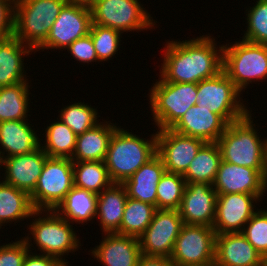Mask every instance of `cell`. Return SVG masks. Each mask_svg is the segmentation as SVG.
I'll list each match as a JSON object with an SVG mask.
<instances>
[{"instance_id":"cell-1","label":"cell","mask_w":267,"mask_h":266,"mask_svg":"<svg viewBox=\"0 0 267 266\" xmlns=\"http://www.w3.org/2000/svg\"><path fill=\"white\" fill-rule=\"evenodd\" d=\"M215 42L207 35L166 42L159 77L166 82L199 83L216 76L222 71L223 45L218 50Z\"/></svg>"},{"instance_id":"cell-2","label":"cell","mask_w":267,"mask_h":266,"mask_svg":"<svg viewBox=\"0 0 267 266\" xmlns=\"http://www.w3.org/2000/svg\"><path fill=\"white\" fill-rule=\"evenodd\" d=\"M154 134L144 140L119 126L115 129L104 159L113 183L123 184L157 154L156 132Z\"/></svg>"},{"instance_id":"cell-3","label":"cell","mask_w":267,"mask_h":266,"mask_svg":"<svg viewBox=\"0 0 267 266\" xmlns=\"http://www.w3.org/2000/svg\"><path fill=\"white\" fill-rule=\"evenodd\" d=\"M67 0H15L13 36L36 51Z\"/></svg>"},{"instance_id":"cell-4","label":"cell","mask_w":267,"mask_h":266,"mask_svg":"<svg viewBox=\"0 0 267 266\" xmlns=\"http://www.w3.org/2000/svg\"><path fill=\"white\" fill-rule=\"evenodd\" d=\"M251 112L235 122L229 123L217 140L222 161L264 170L265 140L254 129ZM263 140V141H262Z\"/></svg>"},{"instance_id":"cell-5","label":"cell","mask_w":267,"mask_h":266,"mask_svg":"<svg viewBox=\"0 0 267 266\" xmlns=\"http://www.w3.org/2000/svg\"><path fill=\"white\" fill-rule=\"evenodd\" d=\"M227 45H223L222 70L240 92L252 81L266 80L267 45L243 39L236 41L232 46Z\"/></svg>"},{"instance_id":"cell-6","label":"cell","mask_w":267,"mask_h":266,"mask_svg":"<svg viewBox=\"0 0 267 266\" xmlns=\"http://www.w3.org/2000/svg\"><path fill=\"white\" fill-rule=\"evenodd\" d=\"M42 212L47 214L41 216L40 214H44ZM35 215L39 217L31 222L28 229L36 247L38 246L41 253L55 257L68 266V262L62 257L71 251L75 252L81 246L71 222L65 220L55 210H35Z\"/></svg>"},{"instance_id":"cell-7","label":"cell","mask_w":267,"mask_h":266,"mask_svg":"<svg viewBox=\"0 0 267 266\" xmlns=\"http://www.w3.org/2000/svg\"><path fill=\"white\" fill-rule=\"evenodd\" d=\"M197 83L166 82L159 78L150 90L151 112L158 130L170 129L197 103Z\"/></svg>"},{"instance_id":"cell-8","label":"cell","mask_w":267,"mask_h":266,"mask_svg":"<svg viewBox=\"0 0 267 266\" xmlns=\"http://www.w3.org/2000/svg\"><path fill=\"white\" fill-rule=\"evenodd\" d=\"M241 92L222 70L197 83V103L220 115L228 124L245 117L250 110L241 102Z\"/></svg>"},{"instance_id":"cell-9","label":"cell","mask_w":267,"mask_h":266,"mask_svg":"<svg viewBox=\"0 0 267 266\" xmlns=\"http://www.w3.org/2000/svg\"><path fill=\"white\" fill-rule=\"evenodd\" d=\"M74 187L73 161L47 157L36 187L30 195L35 210H55Z\"/></svg>"},{"instance_id":"cell-10","label":"cell","mask_w":267,"mask_h":266,"mask_svg":"<svg viewBox=\"0 0 267 266\" xmlns=\"http://www.w3.org/2000/svg\"><path fill=\"white\" fill-rule=\"evenodd\" d=\"M139 0H96L91 6L92 24L129 32L151 29L155 20ZM152 18V19H151Z\"/></svg>"},{"instance_id":"cell-11","label":"cell","mask_w":267,"mask_h":266,"mask_svg":"<svg viewBox=\"0 0 267 266\" xmlns=\"http://www.w3.org/2000/svg\"><path fill=\"white\" fill-rule=\"evenodd\" d=\"M213 227L183 224L175 240L171 260L175 266H200L215 262Z\"/></svg>"},{"instance_id":"cell-12","label":"cell","mask_w":267,"mask_h":266,"mask_svg":"<svg viewBox=\"0 0 267 266\" xmlns=\"http://www.w3.org/2000/svg\"><path fill=\"white\" fill-rule=\"evenodd\" d=\"M92 13L89 6L67 2L54 21L40 49H66L75 40L90 33Z\"/></svg>"},{"instance_id":"cell-13","label":"cell","mask_w":267,"mask_h":266,"mask_svg":"<svg viewBox=\"0 0 267 266\" xmlns=\"http://www.w3.org/2000/svg\"><path fill=\"white\" fill-rule=\"evenodd\" d=\"M182 226L183 221L178 210L157 209L152 222L138 238L141 253L170 258Z\"/></svg>"},{"instance_id":"cell-14","label":"cell","mask_w":267,"mask_h":266,"mask_svg":"<svg viewBox=\"0 0 267 266\" xmlns=\"http://www.w3.org/2000/svg\"><path fill=\"white\" fill-rule=\"evenodd\" d=\"M157 154L167 172L183 175L200 148L206 143L201 139L179 134L172 129L156 132Z\"/></svg>"},{"instance_id":"cell-15","label":"cell","mask_w":267,"mask_h":266,"mask_svg":"<svg viewBox=\"0 0 267 266\" xmlns=\"http://www.w3.org/2000/svg\"><path fill=\"white\" fill-rule=\"evenodd\" d=\"M261 197L263 196L243 193L217 195L213 225L215 233H241L245 224L257 212L254 211V202L261 201Z\"/></svg>"},{"instance_id":"cell-16","label":"cell","mask_w":267,"mask_h":266,"mask_svg":"<svg viewBox=\"0 0 267 266\" xmlns=\"http://www.w3.org/2000/svg\"><path fill=\"white\" fill-rule=\"evenodd\" d=\"M213 188L217 195L222 194H253L263 195L267 190L264 180V170L220 162Z\"/></svg>"},{"instance_id":"cell-17","label":"cell","mask_w":267,"mask_h":266,"mask_svg":"<svg viewBox=\"0 0 267 266\" xmlns=\"http://www.w3.org/2000/svg\"><path fill=\"white\" fill-rule=\"evenodd\" d=\"M217 192L207 183H187L178 209L183 224L213 227Z\"/></svg>"},{"instance_id":"cell-18","label":"cell","mask_w":267,"mask_h":266,"mask_svg":"<svg viewBox=\"0 0 267 266\" xmlns=\"http://www.w3.org/2000/svg\"><path fill=\"white\" fill-rule=\"evenodd\" d=\"M48 155L39 147L28 154L4 158V180L29 195L34 191Z\"/></svg>"},{"instance_id":"cell-19","label":"cell","mask_w":267,"mask_h":266,"mask_svg":"<svg viewBox=\"0 0 267 266\" xmlns=\"http://www.w3.org/2000/svg\"><path fill=\"white\" fill-rule=\"evenodd\" d=\"M227 126L228 123L220 115L194 105L170 129L204 142H217Z\"/></svg>"},{"instance_id":"cell-20","label":"cell","mask_w":267,"mask_h":266,"mask_svg":"<svg viewBox=\"0 0 267 266\" xmlns=\"http://www.w3.org/2000/svg\"><path fill=\"white\" fill-rule=\"evenodd\" d=\"M266 260L241 233L216 234L218 266H266Z\"/></svg>"},{"instance_id":"cell-21","label":"cell","mask_w":267,"mask_h":266,"mask_svg":"<svg viewBox=\"0 0 267 266\" xmlns=\"http://www.w3.org/2000/svg\"><path fill=\"white\" fill-rule=\"evenodd\" d=\"M92 256L104 266H137L142 255L139 239L119 233H105Z\"/></svg>"},{"instance_id":"cell-22","label":"cell","mask_w":267,"mask_h":266,"mask_svg":"<svg viewBox=\"0 0 267 266\" xmlns=\"http://www.w3.org/2000/svg\"><path fill=\"white\" fill-rule=\"evenodd\" d=\"M165 171L162 159L156 154L123 183L127 196L157 209V184Z\"/></svg>"},{"instance_id":"cell-23","label":"cell","mask_w":267,"mask_h":266,"mask_svg":"<svg viewBox=\"0 0 267 266\" xmlns=\"http://www.w3.org/2000/svg\"><path fill=\"white\" fill-rule=\"evenodd\" d=\"M29 124L27 120L0 122V146L3 148L0 153L4 155L3 158L28 154L44 145Z\"/></svg>"},{"instance_id":"cell-24","label":"cell","mask_w":267,"mask_h":266,"mask_svg":"<svg viewBox=\"0 0 267 266\" xmlns=\"http://www.w3.org/2000/svg\"><path fill=\"white\" fill-rule=\"evenodd\" d=\"M30 52L33 50L13 35L0 40V87L28 82L23 57Z\"/></svg>"},{"instance_id":"cell-25","label":"cell","mask_w":267,"mask_h":266,"mask_svg":"<svg viewBox=\"0 0 267 266\" xmlns=\"http://www.w3.org/2000/svg\"><path fill=\"white\" fill-rule=\"evenodd\" d=\"M127 198L126 188L118 183H113L98 194L96 216L98 215L100 219L104 234H121V222Z\"/></svg>"},{"instance_id":"cell-26","label":"cell","mask_w":267,"mask_h":266,"mask_svg":"<svg viewBox=\"0 0 267 266\" xmlns=\"http://www.w3.org/2000/svg\"><path fill=\"white\" fill-rule=\"evenodd\" d=\"M106 123V124H105ZM101 122L76 137L72 161H104L110 138L117 126Z\"/></svg>"},{"instance_id":"cell-27","label":"cell","mask_w":267,"mask_h":266,"mask_svg":"<svg viewBox=\"0 0 267 266\" xmlns=\"http://www.w3.org/2000/svg\"><path fill=\"white\" fill-rule=\"evenodd\" d=\"M97 197L94 192L74 186L55 211L65 220L83 225L97 218Z\"/></svg>"},{"instance_id":"cell-28","label":"cell","mask_w":267,"mask_h":266,"mask_svg":"<svg viewBox=\"0 0 267 266\" xmlns=\"http://www.w3.org/2000/svg\"><path fill=\"white\" fill-rule=\"evenodd\" d=\"M29 217H35L30 195L0 181V229L5 223L23 221Z\"/></svg>"},{"instance_id":"cell-29","label":"cell","mask_w":267,"mask_h":266,"mask_svg":"<svg viewBox=\"0 0 267 266\" xmlns=\"http://www.w3.org/2000/svg\"><path fill=\"white\" fill-rule=\"evenodd\" d=\"M221 160V151L217 142H206L182 176L186 183L213 185Z\"/></svg>"},{"instance_id":"cell-30","label":"cell","mask_w":267,"mask_h":266,"mask_svg":"<svg viewBox=\"0 0 267 266\" xmlns=\"http://www.w3.org/2000/svg\"><path fill=\"white\" fill-rule=\"evenodd\" d=\"M29 83L0 87V122L28 120Z\"/></svg>"},{"instance_id":"cell-31","label":"cell","mask_w":267,"mask_h":266,"mask_svg":"<svg viewBox=\"0 0 267 266\" xmlns=\"http://www.w3.org/2000/svg\"><path fill=\"white\" fill-rule=\"evenodd\" d=\"M74 186L96 194L113 182L104 161H73Z\"/></svg>"},{"instance_id":"cell-32","label":"cell","mask_w":267,"mask_h":266,"mask_svg":"<svg viewBox=\"0 0 267 266\" xmlns=\"http://www.w3.org/2000/svg\"><path fill=\"white\" fill-rule=\"evenodd\" d=\"M45 145L40 146L48 157L71 159L76 148L77 135L58 119L45 128Z\"/></svg>"},{"instance_id":"cell-33","label":"cell","mask_w":267,"mask_h":266,"mask_svg":"<svg viewBox=\"0 0 267 266\" xmlns=\"http://www.w3.org/2000/svg\"><path fill=\"white\" fill-rule=\"evenodd\" d=\"M156 210L154 205L128 197L121 222V234L139 238L152 222Z\"/></svg>"},{"instance_id":"cell-34","label":"cell","mask_w":267,"mask_h":266,"mask_svg":"<svg viewBox=\"0 0 267 266\" xmlns=\"http://www.w3.org/2000/svg\"><path fill=\"white\" fill-rule=\"evenodd\" d=\"M186 184L181 174L165 171L157 184V209L178 210Z\"/></svg>"},{"instance_id":"cell-35","label":"cell","mask_w":267,"mask_h":266,"mask_svg":"<svg viewBox=\"0 0 267 266\" xmlns=\"http://www.w3.org/2000/svg\"><path fill=\"white\" fill-rule=\"evenodd\" d=\"M60 112L59 119L68 125L76 135L83 134L99 123L96 108L84 102L67 105Z\"/></svg>"},{"instance_id":"cell-36","label":"cell","mask_w":267,"mask_h":266,"mask_svg":"<svg viewBox=\"0 0 267 266\" xmlns=\"http://www.w3.org/2000/svg\"><path fill=\"white\" fill-rule=\"evenodd\" d=\"M246 11L248 27L242 39L267 45V0H257L256 4Z\"/></svg>"},{"instance_id":"cell-37","label":"cell","mask_w":267,"mask_h":266,"mask_svg":"<svg viewBox=\"0 0 267 266\" xmlns=\"http://www.w3.org/2000/svg\"><path fill=\"white\" fill-rule=\"evenodd\" d=\"M99 61H107L119 50L121 32L113 28L92 24L90 33Z\"/></svg>"},{"instance_id":"cell-38","label":"cell","mask_w":267,"mask_h":266,"mask_svg":"<svg viewBox=\"0 0 267 266\" xmlns=\"http://www.w3.org/2000/svg\"><path fill=\"white\" fill-rule=\"evenodd\" d=\"M241 234L267 261V211L257 209V212L243 227Z\"/></svg>"},{"instance_id":"cell-39","label":"cell","mask_w":267,"mask_h":266,"mask_svg":"<svg viewBox=\"0 0 267 266\" xmlns=\"http://www.w3.org/2000/svg\"><path fill=\"white\" fill-rule=\"evenodd\" d=\"M29 235L22 240L0 246V266H23L26 254L31 251ZM30 241V242H29Z\"/></svg>"},{"instance_id":"cell-40","label":"cell","mask_w":267,"mask_h":266,"mask_svg":"<svg viewBox=\"0 0 267 266\" xmlns=\"http://www.w3.org/2000/svg\"><path fill=\"white\" fill-rule=\"evenodd\" d=\"M66 49L73 58L84 64L99 61L90 34L75 40Z\"/></svg>"},{"instance_id":"cell-41","label":"cell","mask_w":267,"mask_h":266,"mask_svg":"<svg viewBox=\"0 0 267 266\" xmlns=\"http://www.w3.org/2000/svg\"><path fill=\"white\" fill-rule=\"evenodd\" d=\"M15 0H0V40L13 35Z\"/></svg>"},{"instance_id":"cell-42","label":"cell","mask_w":267,"mask_h":266,"mask_svg":"<svg viewBox=\"0 0 267 266\" xmlns=\"http://www.w3.org/2000/svg\"><path fill=\"white\" fill-rule=\"evenodd\" d=\"M23 266H65L57 258L45 254H26Z\"/></svg>"},{"instance_id":"cell-43","label":"cell","mask_w":267,"mask_h":266,"mask_svg":"<svg viewBox=\"0 0 267 266\" xmlns=\"http://www.w3.org/2000/svg\"><path fill=\"white\" fill-rule=\"evenodd\" d=\"M137 266H175L171 258L141 255Z\"/></svg>"},{"instance_id":"cell-44","label":"cell","mask_w":267,"mask_h":266,"mask_svg":"<svg viewBox=\"0 0 267 266\" xmlns=\"http://www.w3.org/2000/svg\"><path fill=\"white\" fill-rule=\"evenodd\" d=\"M264 180L267 185V138L265 140V152H264Z\"/></svg>"},{"instance_id":"cell-45","label":"cell","mask_w":267,"mask_h":266,"mask_svg":"<svg viewBox=\"0 0 267 266\" xmlns=\"http://www.w3.org/2000/svg\"><path fill=\"white\" fill-rule=\"evenodd\" d=\"M68 2L76 3V4H81L85 6H91L96 0H67Z\"/></svg>"},{"instance_id":"cell-46","label":"cell","mask_w":267,"mask_h":266,"mask_svg":"<svg viewBox=\"0 0 267 266\" xmlns=\"http://www.w3.org/2000/svg\"><path fill=\"white\" fill-rule=\"evenodd\" d=\"M0 165L3 166L4 165V158H3V155L0 153ZM1 166H0V169H1Z\"/></svg>"},{"instance_id":"cell-47","label":"cell","mask_w":267,"mask_h":266,"mask_svg":"<svg viewBox=\"0 0 267 266\" xmlns=\"http://www.w3.org/2000/svg\"><path fill=\"white\" fill-rule=\"evenodd\" d=\"M200 266H218L215 262L211 263V264H206V265H200Z\"/></svg>"}]
</instances>
